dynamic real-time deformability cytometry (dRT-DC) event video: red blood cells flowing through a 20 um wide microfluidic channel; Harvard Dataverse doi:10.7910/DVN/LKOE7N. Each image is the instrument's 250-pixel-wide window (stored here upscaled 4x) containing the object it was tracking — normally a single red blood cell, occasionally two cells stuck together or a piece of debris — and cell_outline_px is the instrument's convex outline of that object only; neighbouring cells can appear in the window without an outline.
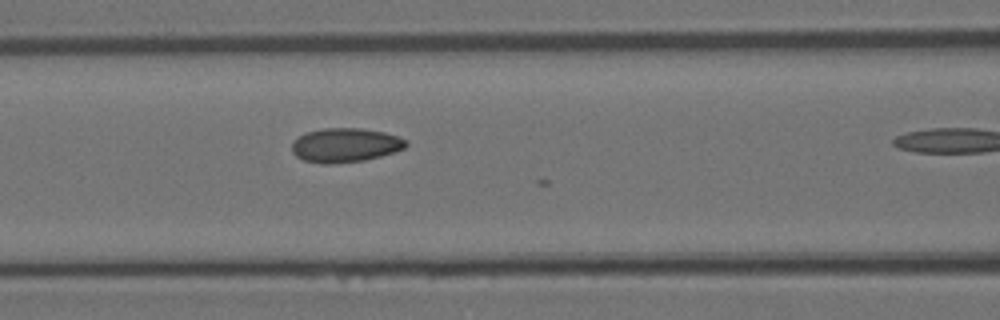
{"species": "Egyptian fruit bat (a non-hibernating species)", "species_latin": "Rousettus aegyptiacus", "temperature_condition": "room temperature", "stored_images_in_passage": 8, "camera_frame_rate_fps": 3000, "um_per_image_px": 0.085, "animal": {"sex": "female"}, "frame": {"image": 1, "passage_image": 7, "time_ms": 2.0, "image_size_px": [1000, 320], "cell_outline_px": [[408, 144], [404, 148], [396, 152], [364, 160], [328, 164], [324, 164], [304, 160], [296, 156], [292, 152], [292, 140], [304, 132], [324, 128], [360, 128], [384, 132], [408, 140]], "centroid_in_image_um": [29.33, 12.33], "position_along_channel_um": 137.3, "area_um2": 22.83}}